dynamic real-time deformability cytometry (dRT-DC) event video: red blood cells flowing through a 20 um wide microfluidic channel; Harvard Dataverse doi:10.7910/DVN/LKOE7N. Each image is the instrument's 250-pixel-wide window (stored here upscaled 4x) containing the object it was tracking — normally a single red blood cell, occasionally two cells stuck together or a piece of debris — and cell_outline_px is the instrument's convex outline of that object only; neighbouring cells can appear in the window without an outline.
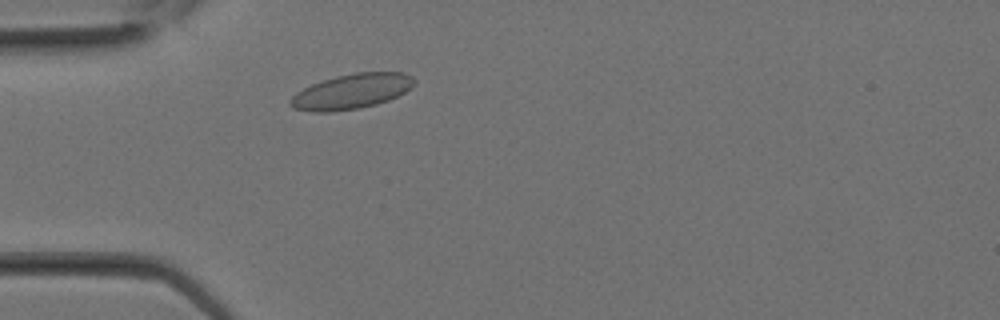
{"species": "Egyptian fruit bat (a non-hibernating species)", "species_latin": "Rousettus aegyptiacus", "temperature_condition": "room temperature", "stored_images_in_passage": 6, "camera_frame_rate_fps": 3000, "um_per_image_px": 0.085, "animal": {"sex": "female"}, "frame": {"image": 1, "passage_image": 2, "time_ms": 0.333, "image_size_px": [1000, 320], "cell_outline_px": [[416, 80], [404, 92], [388, 100], [376, 104], [356, 108], [328, 112], [312, 112], [292, 108], [288, 104], [288, 100], [296, 92], [312, 84], [336, 76], [356, 72], [404, 72], [412, 76]], "centroid_in_image_um": [29.84, 7.77], "position_along_channel_um": 55.2, "area_um2": 25.09}}
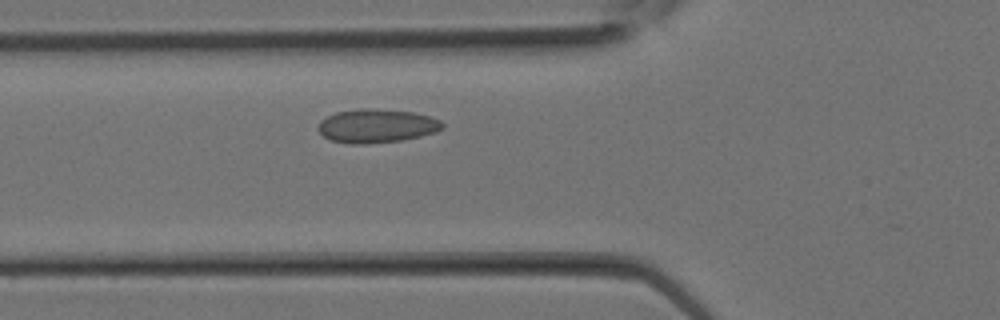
{"frame": {"image": 2, "passage_image": 4, "time_ms": 1.0, "image_size_px": [1000, 320], "cell_outline_px": [[444, 128], [436, 132], [420, 136], [400, 140], [364, 144], [348, 144], [328, 140], [316, 128], [320, 120], [336, 112], [360, 108], [376, 108], [412, 112], [428, 116], [440, 120], [444, 124]], "centroid_in_image_um": [31.98, 10.7], "position_along_channel_um": 93.8, "area_um2": 24.57}}
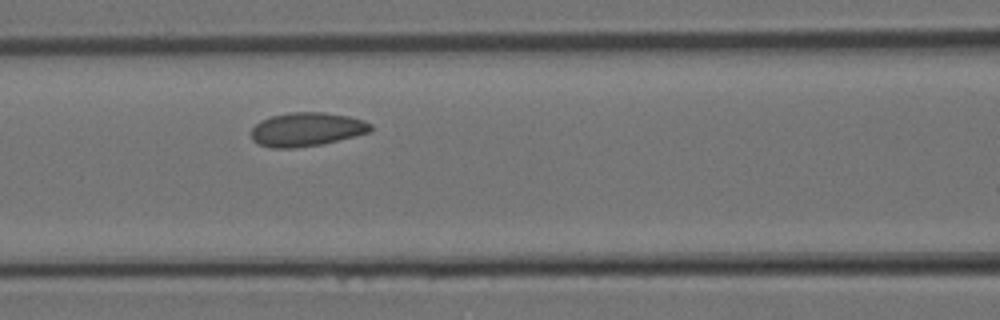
{"frame": {"image": 3, "passage_image": 6, "time_ms": 1.667, "image_size_px": [1000, 320], "cell_outline_px": [[372, 128], [368, 132], [320, 144], [296, 148], [272, 148], [256, 144], [252, 140], [252, 128], [260, 120], [272, 116], [288, 112], [324, 112], [348, 116], [364, 120], [372, 124]], "centroid_in_image_um": [26.02, 10.99], "position_along_channel_um": 140.6, "area_um2": 23.41}}